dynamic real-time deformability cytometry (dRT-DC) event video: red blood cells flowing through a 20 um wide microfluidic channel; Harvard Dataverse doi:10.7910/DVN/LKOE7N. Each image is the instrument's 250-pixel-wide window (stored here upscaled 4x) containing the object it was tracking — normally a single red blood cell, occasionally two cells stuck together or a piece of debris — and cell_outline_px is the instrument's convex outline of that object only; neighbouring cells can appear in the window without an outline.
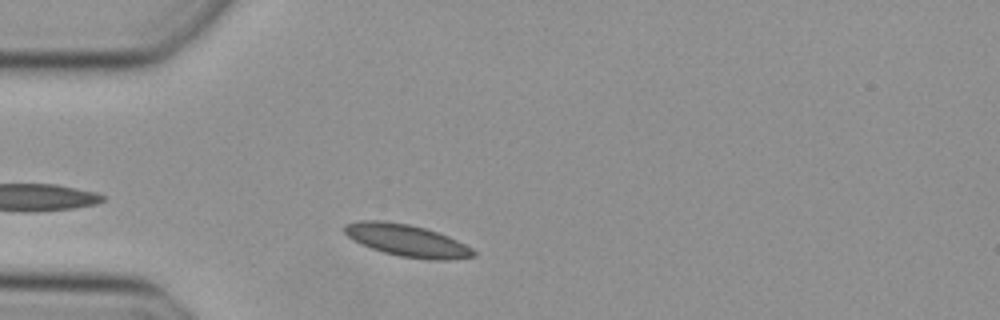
{"species": "Egyptian fruit bat (a non-hibernating species)", "species_latin": "Rousettus aegyptiacus", "temperature_condition": "cold", "stored_images_in_passage": 31, "camera_frame_rate_fps": 3000, "um_per_image_px": 0.085, "animal": {"sex": "female"}, "frame": {"image": 1, "passage_image": 5, "time_ms": 1.333, "image_size_px": [1000, 320], "cell_outline_px": [[476, 256], [448, 260], [432, 260], [400, 256], [384, 252], [360, 244], [352, 240], [344, 232], [344, 224], [360, 220], [380, 220], [408, 224], [424, 228], [448, 236], [472, 248], [476, 252]], "centroid_in_image_um": [34.57, 20.44], "position_along_channel_um": 50.4, "area_um2": 23.99}}
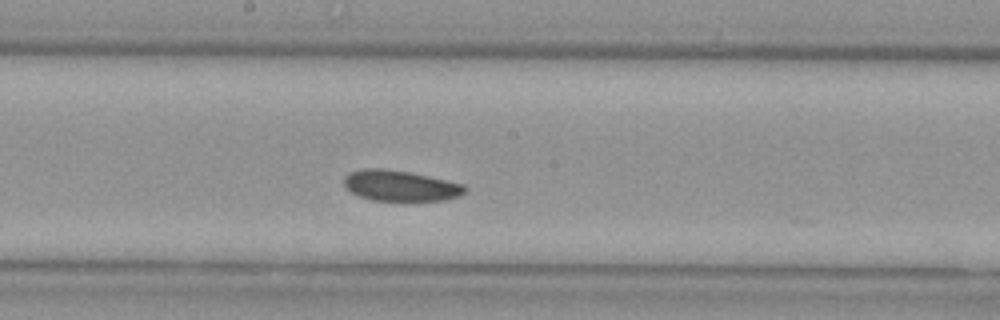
{"frame": {"image": 2, "passage_image": 18, "time_ms": 5.667, "image_size_px": [1000, 320], "cell_outline_px": [[468, 188], [460, 196], [444, 200], [372, 200], [360, 196], [352, 192], [344, 184], [344, 176], [348, 172], [360, 168], [384, 168], [408, 172], [464, 184]], "centroid_in_image_um": [34.01, 15.77], "position_along_channel_um": 214.2, "area_um2": 21.5}}
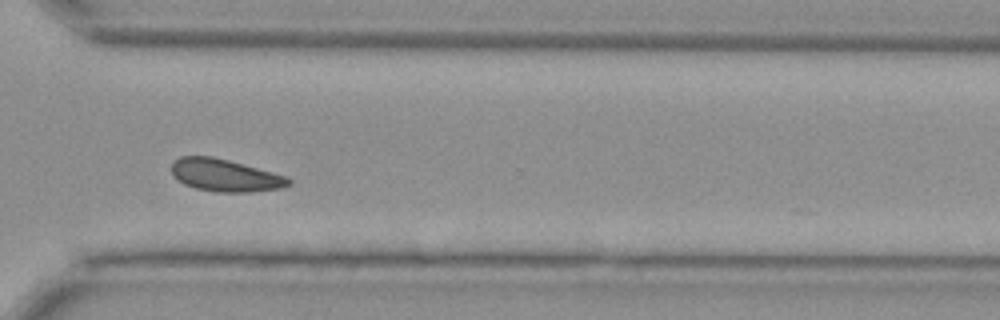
{"frame": {"image": 3, "passage_image": 28, "time_ms": 9.0, "image_size_px": [1000, 320], "cell_outline_px": [[292, 184], [284, 188], [252, 192], [216, 192], [196, 188], [184, 184], [172, 176], [172, 160], [180, 156], [212, 156], [228, 160], [284, 176], [292, 180]], "centroid_in_image_um": [19.1, 14.91], "position_along_channel_um": 351.5, "area_um2": 22.08}}